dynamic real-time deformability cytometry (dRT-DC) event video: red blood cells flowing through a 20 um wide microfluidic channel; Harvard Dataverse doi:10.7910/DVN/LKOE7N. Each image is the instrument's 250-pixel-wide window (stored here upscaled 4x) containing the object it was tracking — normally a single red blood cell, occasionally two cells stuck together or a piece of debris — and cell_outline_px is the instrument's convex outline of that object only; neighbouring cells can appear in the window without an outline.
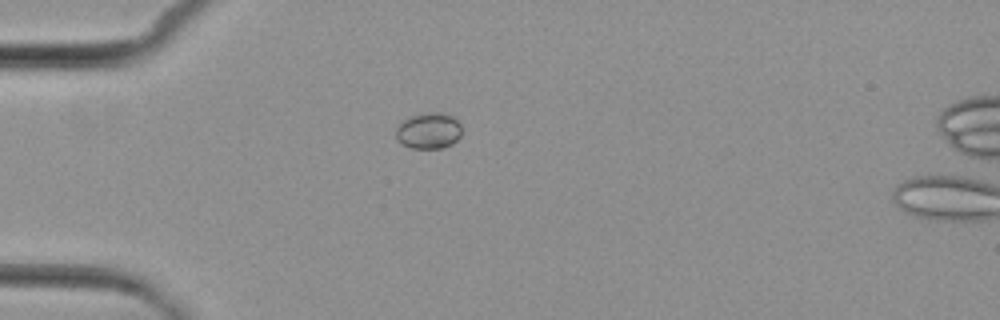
{"species": "common noctule bat (a hibernating species)", "species_latin": "Nyctalus noctula", "temperature_condition": "cold", "stored_images_in_passage": 2, "camera_frame_rate_fps": 3000, "um_per_image_px": 0.085, "animal": {"sex": "female", "body_mass_g": 29.2, "forearm_length_mm": 56.3}, "frame": {"image": 1, "passage_image": 1, "time_ms": 0.0, "image_size_px": [1000, 320], "cell_outline_px": [[460, 136], [452, 144], [440, 148], [412, 148], [400, 144], [396, 140], [396, 128], [408, 116], [424, 112], [444, 112], [452, 116], [460, 124]], "centroid_in_image_um": [36.4, 11.1], "position_along_channel_um": 48.6, "area_um2": 13.99}}